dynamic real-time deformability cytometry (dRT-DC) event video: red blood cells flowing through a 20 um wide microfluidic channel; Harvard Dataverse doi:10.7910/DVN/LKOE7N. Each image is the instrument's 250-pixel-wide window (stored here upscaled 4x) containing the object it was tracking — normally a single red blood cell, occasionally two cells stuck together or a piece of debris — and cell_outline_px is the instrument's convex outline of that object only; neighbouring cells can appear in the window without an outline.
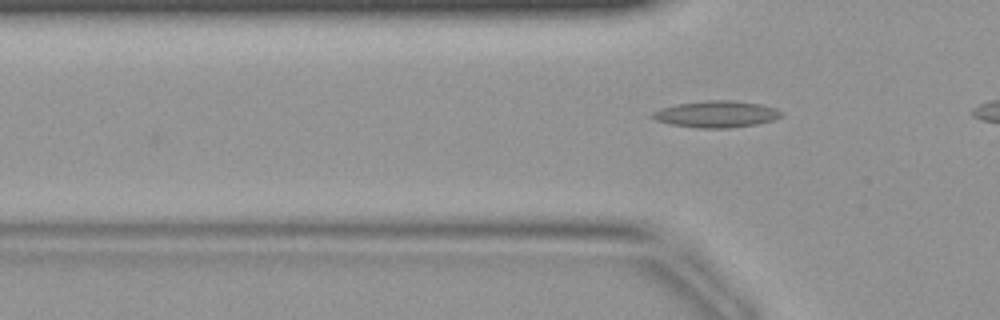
{"species": "common noctule bat (a hibernating species)", "species_latin": "Nyctalus noctula", "temperature_condition": "warm", "stored_images_in_passage": 6, "camera_frame_rate_fps": 3000, "um_per_image_px": 0.085, "animal": {"sex": "female", "body_mass_g": 19.9}, "frame": {"image": 1, "passage_image": 6, "time_ms": 1.667, "image_size_px": [1000, 320], "cell_outline_px": [[784, 112], [780, 116], [772, 120], [756, 124], [728, 128], [696, 128], [672, 124], [656, 120], [648, 116], [652, 112], [660, 108], [676, 104], [708, 100], [732, 100], [760, 104], [776, 108]], "centroid_in_image_um": [60.86, 9.7], "position_along_channel_um": 64.9, "area_um2": 20.0}}